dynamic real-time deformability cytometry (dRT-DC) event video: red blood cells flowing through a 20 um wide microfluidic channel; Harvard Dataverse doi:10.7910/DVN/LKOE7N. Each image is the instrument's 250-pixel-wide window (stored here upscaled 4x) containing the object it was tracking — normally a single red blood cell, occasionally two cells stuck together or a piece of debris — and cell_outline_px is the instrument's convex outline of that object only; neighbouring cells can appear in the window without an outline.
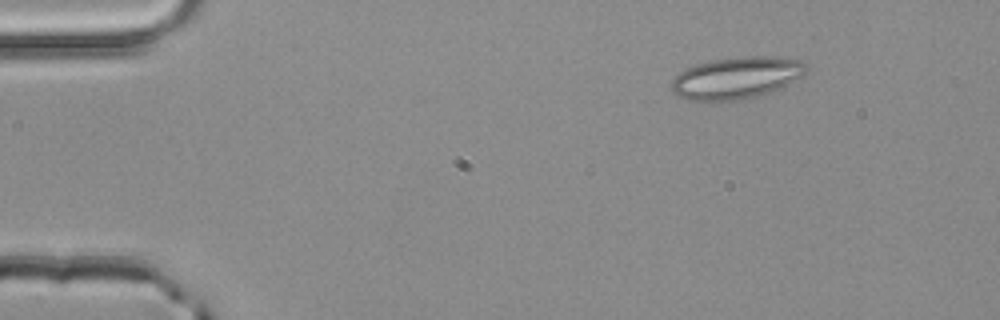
{"species": "common noctule bat (a hibernating species)", "species_latin": "Nyctalus noctula", "temperature_condition": "room temperature", "stored_images_in_passage": 2, "camera_frame_rate_fps": 3000, "um_per_image_px": 0.085, "animal": {"sex": "male", "body_mass_g": 20.4}, "frame": {"image": 1, "passage_image": 1, "time_ms": 0.0, "image_size_px": [1000, 320], "cell_outline_px": [[808, 64], [804, 72], [800, 76], [788, 84], [780, 88], [760, 96], [736, 100], [688, 100], [672, 92], [672, 80], [680, 72], [696, 64], [712, 60], [744, 56], [776, 56], [800, 60]], "centroid_in_image_um": [62.62, 6.61], "position_along_channel_um": 22.4, "area_um2": 32.66}}